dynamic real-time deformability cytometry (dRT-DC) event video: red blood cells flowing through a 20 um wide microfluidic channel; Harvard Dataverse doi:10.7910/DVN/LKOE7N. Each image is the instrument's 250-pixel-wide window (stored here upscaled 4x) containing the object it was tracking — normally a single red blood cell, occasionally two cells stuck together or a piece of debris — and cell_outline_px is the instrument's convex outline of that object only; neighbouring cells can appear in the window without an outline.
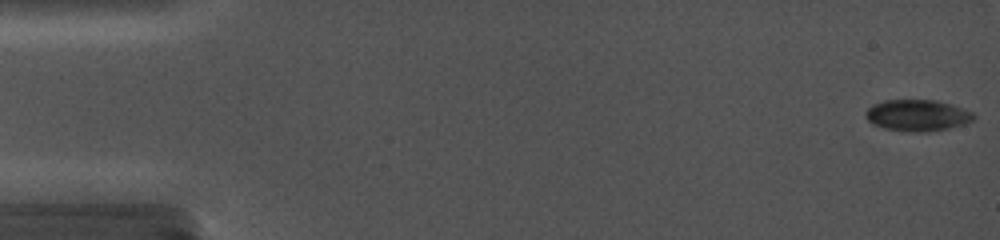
{"species": "common noctule bat (a hibernating species)", "species_latin": "Nyctalus noctula", "temperature_condition": "cold", "stored_images_in_passage": 34, "camera_frame_rate_fps": 5000, "um_per_image_px": 0.085, "animal": {"sex": "female", "body_mass_g": 19.0, "forearm_length_mm": 56.7}, "frame": {"image": 1, "passage_image": 1, "time_ms": 0.0, "image_size_px": [1000, 240], "cell_outline_px": [[976, 116], [972, 120], [964, 124], [948, 128], [924, 132], [916, 132], [884, 128], [872, 124], [868, 120], [864, 112], [872, 104], [884, 100], [936, 100], [972, 112]], "centroid_in_image_um": [77.93, 9.8], "position_along_channel_um": 7.1, "area_um2": 19.54}}
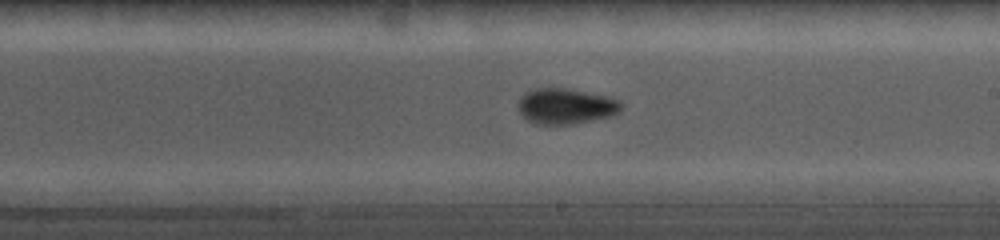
{"frame": {"image": 2, "passage_image": 20, "time_ms": 10.0, "image_size_px": [1000, 240], "cell_outline_px": [[624, 104], [612, 116], [568, 124], [540, 124], [528, 120], [520, 112], [520, 96], [524, 92], [532, 88], [568, 88], [608, 96], [620, 100]], "centroid_in_image_um": [48.1, 9.0], "position_along_channel_um": 240.9, "area_um2": 21.21}}
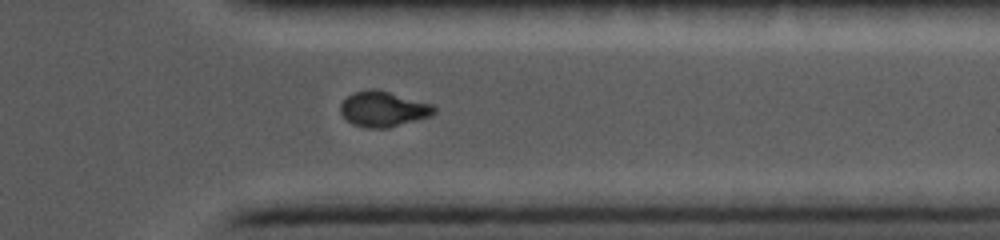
{"frame": {"image": 3, "passage_image": 30, "time_ms": 13.6, "image_size_px": [1000, 240], "cell_outline_px": [[436, 112], [428, 116], [384, 128], [372, 128], [356, 124], [348, 120], [340, 112], [340, 104], [348, 96], [356, 92], [368, 88], [376, 88], [432, 104], [436, 108]], "centroid_in_image_um": [32.56, 9.23], "position_along_channel_um": 378.8, "area_um2": 18.79}}